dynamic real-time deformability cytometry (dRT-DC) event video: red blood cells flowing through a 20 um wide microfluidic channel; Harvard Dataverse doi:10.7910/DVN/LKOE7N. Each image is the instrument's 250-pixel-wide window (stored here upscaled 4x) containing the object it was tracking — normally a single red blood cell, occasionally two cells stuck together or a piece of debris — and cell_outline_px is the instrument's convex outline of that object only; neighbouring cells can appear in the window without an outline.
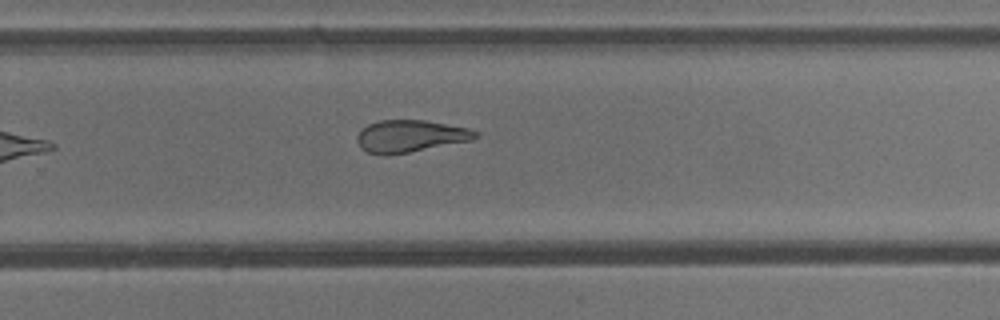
{"species": "common noctule bat (a hibernating species)", "species_latin": "Nyctalus noctula", "temperature_condition": "cold", "stored_images_in_passage": 9, "camera_frame_rate_fps": 3000, "um_per_image_px": 0.085, "animal": {"sex": "male", "body_mass_g": 13.3}, "frame": {"image": 1, "passage_image": 9, "time_ms": 2.667, "image_size_px": [1000, 320], "cell_outline_px": [[480, 136], [472, 140], [408, 152], [384, 156], [368, 152], [360, 148], [356, 140], [356, 136], [368, 124], [380, 120], [424, 120], [468, 128], [480, 132]], "centroid_in_image_um": [34.87, 11.57], "position_along_channel_um": 294.9, "area_um2": 22.14}}